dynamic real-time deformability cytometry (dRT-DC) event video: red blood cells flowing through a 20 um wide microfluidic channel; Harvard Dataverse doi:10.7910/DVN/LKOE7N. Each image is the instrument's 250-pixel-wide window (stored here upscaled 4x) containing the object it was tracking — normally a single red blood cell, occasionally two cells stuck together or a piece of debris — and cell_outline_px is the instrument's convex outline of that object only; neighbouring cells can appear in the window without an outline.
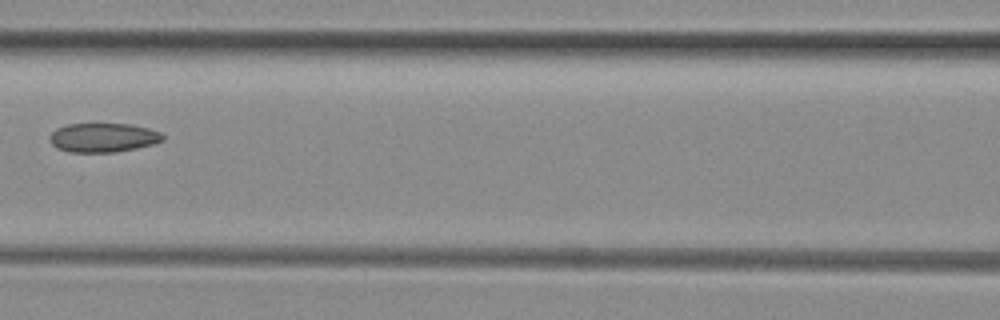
{"species": "common noctule bat (a hibernating species)", "species_latin": "Nyctalus noctula", "temperature_condition": "room temperature", "stored_images_in_passage": 7, "camera_frame_rate_fps": 3000, "um_per_image_px": 0.085, "animal": {"sex": "female", "body_mass_g": 29.2, "forearm_length_mm": 56.3}, "frame": {"image": 1, "passage_image": 7, "time_ms": 2.0, "image_size_px": [1000, 320], "cell_outline_px": [[164, 140], [152, 144], [136, 148], [112, 152], [68, 152], [56, 148], [52, 144], [48, 136], [56, 128], [64, 124], [132, 124], [148, 128], [160, 132], [164, 136]], "centroid_in_image_um": [8.73, 11.69], "position_along_channel_um": 157.9, "area_um2": 19.25}}